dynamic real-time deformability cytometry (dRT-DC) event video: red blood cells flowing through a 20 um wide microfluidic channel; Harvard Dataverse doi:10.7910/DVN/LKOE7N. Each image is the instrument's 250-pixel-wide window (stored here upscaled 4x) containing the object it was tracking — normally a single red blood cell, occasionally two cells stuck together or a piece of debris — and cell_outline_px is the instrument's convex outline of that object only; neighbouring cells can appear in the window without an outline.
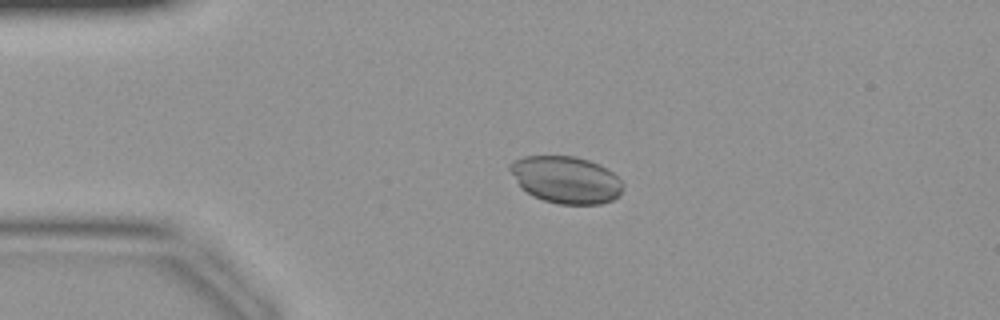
{"species": "common noctule bat (a hibernating species)", "species_latin": "Nyctalus noctula", "temperature_condition": "warm", "stored_images_in_passage": 42, "camera_frame_rate_fps": 3000, "um_per_image_px": 0.085, "animal": {"sex": "female", "body_mass_g": 19.9}, "frame": {"image": 1, "passage_image": 9, "time_ms": 2.667, "image_size_px": [1000, 320], "cell_outline_px": [[624, 184], [620, 196], [612, 200], [600, 204], [560, 204], [544, 200], [532, 196], [520, 188], [508, 168], [508, 164], [524, 156], [576, 156], [588, 160], [612, 172]], "centroid_in_image_um": [48.08, 15.28], "position_along_channel_um": 36.9, "area_um2": 30.98}}
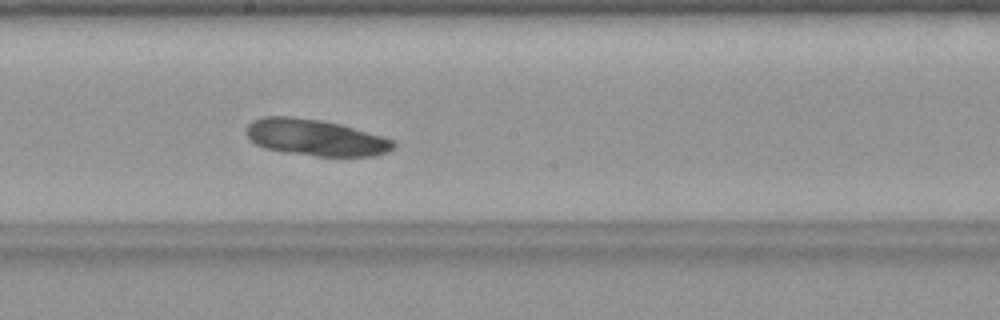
{"frame": {"image": 2, "passage_image": 23, "time_ms": 7.333, "image_size_px": [1000, 320], "cell_outline_px": [[396, 148], [388, 152], [376, 156], [316, 156], [284, 152], [264, 148], [256, 144], [244, 132], [244, 128], [252, 120], [264, 116], [292, 116], [320, 120], [340, 124], [384, 136], [396, 140]], "centroid_in_image_um": [26.84, 11.69], "position_along_channel_um": 221.4, "area_um2": 31.67}}
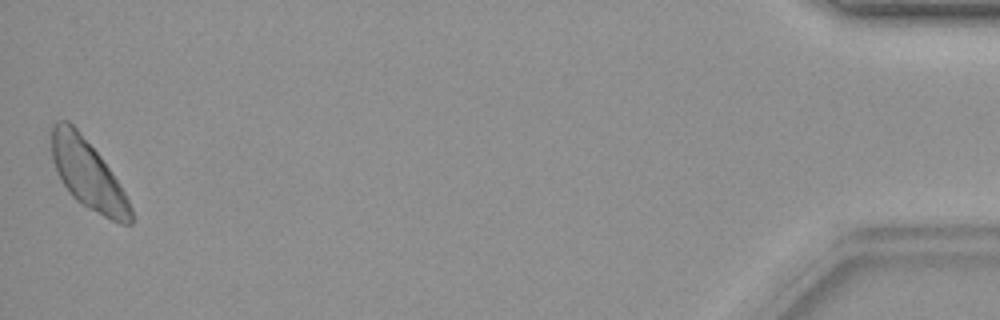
{"frame": {"image": 3, "passage_image": 42, "time_ms": 13.667, "image_size_px": [1000, 320], "cell_outline_px": [[132, 224], [120, 224], [88, 208], [76, 200], [72, 196], [60, 180], [56, 172], [52, 160], [52, 124], [56, 120], [68, 120], [76, 128], [100, 156], [120, 184], [132, 208]], "centroid_in_image_um": [7.45, 14.82], "position_along_channel_um": 427.8, "area_um2": 31.67}}